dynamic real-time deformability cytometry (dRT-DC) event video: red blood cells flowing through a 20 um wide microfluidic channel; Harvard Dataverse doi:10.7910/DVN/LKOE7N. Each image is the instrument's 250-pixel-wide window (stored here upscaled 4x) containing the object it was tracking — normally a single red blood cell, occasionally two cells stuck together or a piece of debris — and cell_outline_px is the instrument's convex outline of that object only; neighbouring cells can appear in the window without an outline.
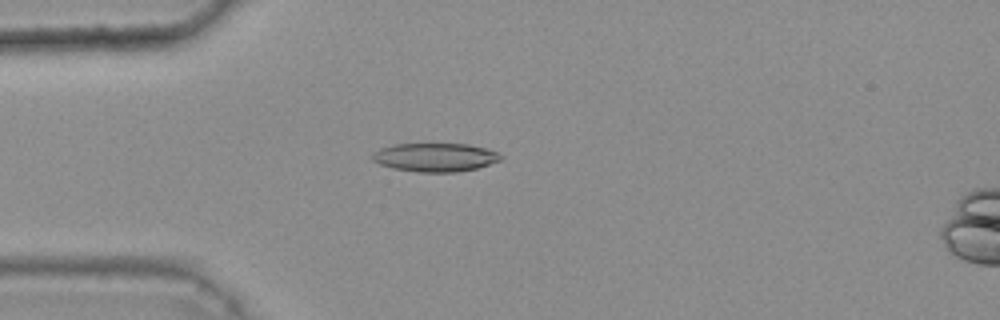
{"species": "common noctule bat (a hibernating species)", "species_latin": "Nyctalus noctula", "temperature_condition": "warm", "stored_images_in_passage": 46, "camera_frame_rate_fps": 3000, "um_per_image_px": 0.085, "animal": {"sex": "female", "body_mass_g": 25.1}, "frame": {"image": 1, "passage_image": 14, "time_ms": 4.333, "image_size_px": [1000, 320], "cell_outline_px": [[504, 156], [500, 160], [476, 168], [456, 172], [416, 172], [392, 168], [380, 164], [372, 160], [372, 156], [380, 148], [392, 144], [468, 144], [488, 148]], "centroid_in_image_um": [36.99, 13.37], "position_along_channel_um": 48.0, "area_um2": 21.33}}
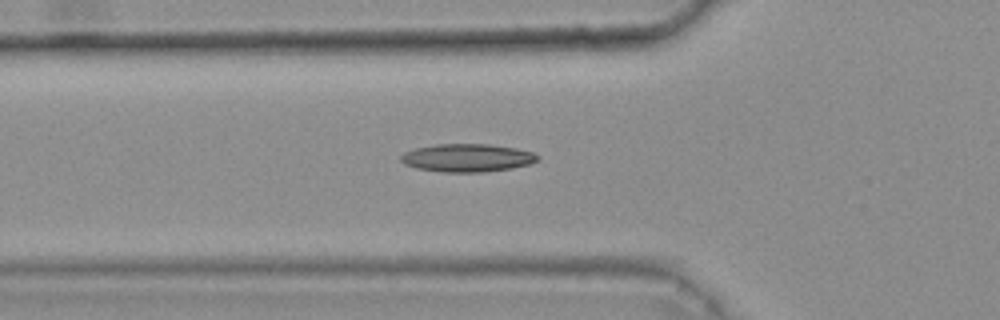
{"frame": {"image": 2, "passage_image": 18, "time_ms": 5.667, "image_size_px": [1000, 320], "cell_outline_px": [[540, 160], [532, 164], [512, 168], [484, 172], [444, 172], [416, 168], [404, 164], [400, 160], [400, 156], [404, 152], [416, 148], [436, 144], [488, 144], [516, 148], [532, 152], [540, 156]], "centroid_in_image_um": [39.74, 13.42], "position_along_channel_um": 86.1, "area_um2": 22.48}}
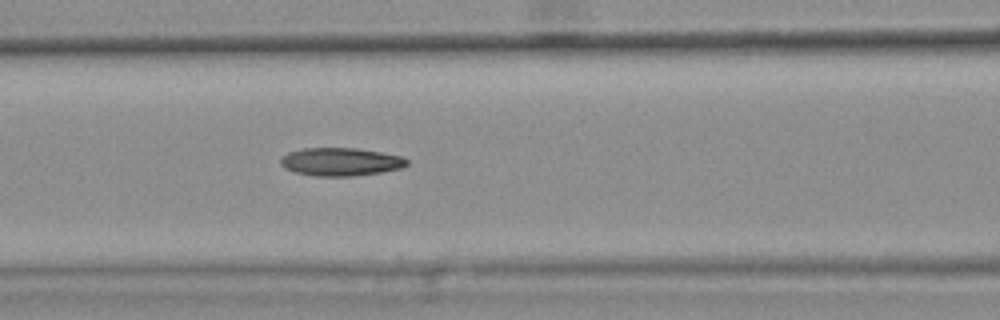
{"frame": {"image": 3, "passage_image": 22, "time_ms": 7.0, "image_size_px": [1000, 320], "cell_outline_px": [[408, 164], [400, 168], [380, 172], [352, 176], [316, 176], [296, 172], [284, 168], [280, 164], [280, 156], [288, 152], [304, 148], [356, 148], [404, 156], [408, 160]], "centroid_in_image_um": [28.93, 13.74], "position_along_channel_um": 137.7, "area_um2": 20.69}, "authors_computed_cell_mechanics": {"area_um2": 20.7502, "velocity_mm_per_s": 3.8259, "shape_relaxation_time_tau1_ms": 10.0022, "shape_relaxation_time_tau2_ms": 6.7281, "deformation_change_tau1": 0.2374, "deformation_change_tau2": 0.1848}}